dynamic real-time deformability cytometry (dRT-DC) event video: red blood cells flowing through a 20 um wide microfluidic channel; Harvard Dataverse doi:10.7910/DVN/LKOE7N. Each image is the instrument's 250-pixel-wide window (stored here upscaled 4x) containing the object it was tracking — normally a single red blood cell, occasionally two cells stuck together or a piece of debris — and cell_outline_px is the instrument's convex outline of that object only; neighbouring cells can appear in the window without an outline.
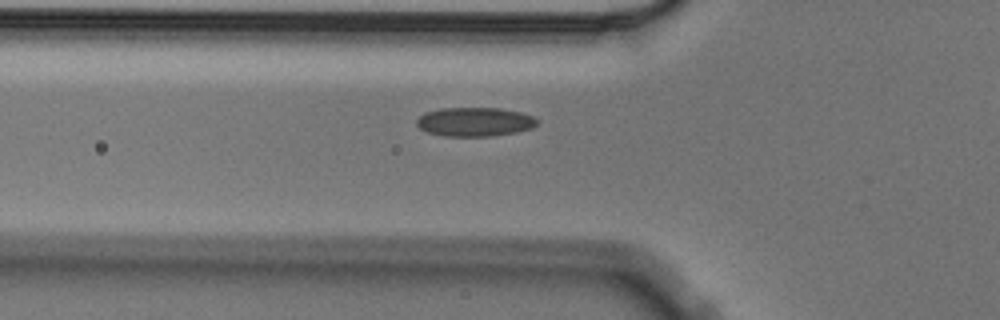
{"species": "Egyptian fruit bat (a non-hibernating species)", "species_latin": "Rousettus aegyptiacus", "temperature_condition": "cold", "stored_images_in_passage": 5, "camera_frame_rate_fps": 3000, "um_per_image_px": 0.085, "animal": {"sex": "male"}, "frame": {"image": 1, "passage_image": 5, "time_ms": 1.333, "image_size_px": [1000, 320], "cell_outline_px": [[536, 124], [532, 128], [516, 132], [492, 136], [444, 136], [428, 132], [420, 128], [416, 124], [416, 120], [424, 112], [440, 108], [500, 108], [520, 112], [532, 116], [536, 120]], "centroid_in_image_um": [40.32, 10.35], "position_along_channel_um": 85.5, "area_um2": 20.29}}